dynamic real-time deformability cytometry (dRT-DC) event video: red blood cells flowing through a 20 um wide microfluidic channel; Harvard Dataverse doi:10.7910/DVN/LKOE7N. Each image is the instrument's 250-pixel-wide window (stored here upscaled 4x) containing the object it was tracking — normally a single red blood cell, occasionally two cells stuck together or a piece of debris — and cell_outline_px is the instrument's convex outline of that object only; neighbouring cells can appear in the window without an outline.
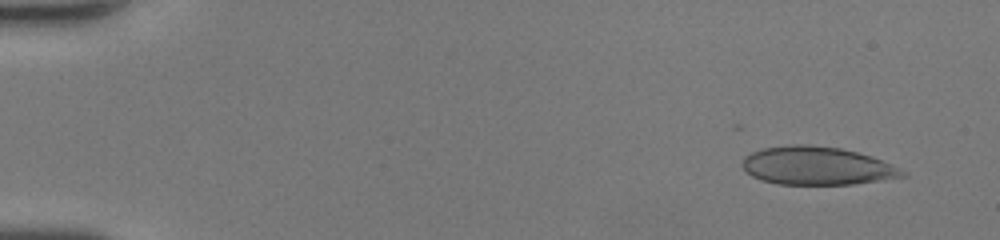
{"species": "human", "species_latin": "Homo sapiens", "temperature_condition": "room temperature", "stored_images_in_passage": 45, "camera_frame_rate_fps": 3000, "um_per_image_px": 0.085, "donor": {"sex": "female"}, "frame": {"image": 1, "passage_image": 1, "time_ms": 0.0, "image_size_px": [1000, 240], "cell_outline_px": [[908, 176], [852, 184], [776, 184], [760, 180], [744, 172], [740, 164], [744, 156], [752, 152], [764, 148], [788, 144], [808, 144], [840, 148], [872, 156], [908, 172]], "centroid_in_image_um": [69.39, 14.09], "position_along_channel_um": 15.6, "area_um2": 35.89}}
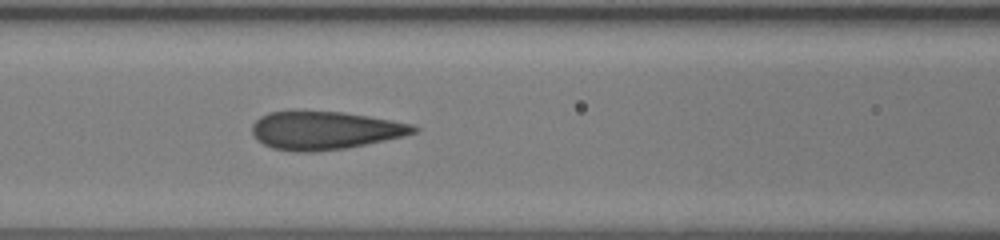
{"frame": {"image": 2, "passage_image": 19, "time_ms": 6.0, "image_size_px": [1000, 240], "cell_outline_px": [[420, 128], [416, 132], [404, 136], [344, 148], [312, 152], [296, 152], [272, 148], [264, 144], [252, 132], [252, 124], [260, 116], [268, 112], [344, 112], [416, 124]], "centroid_in_image_um": [27.65, 11.08], "position_along_channel_um": 139.0, "area_um2": 35.55}}
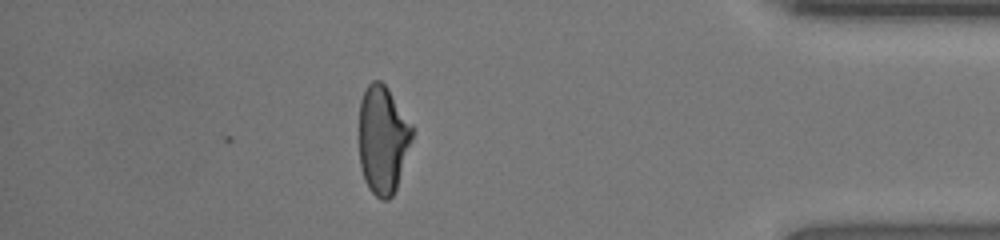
{"frame": {"image": 3, "passage_image": 39, "time_ms": 12.667, "image_size_px": [1000, 240], "cell_outline_px": [[412, 140], [396, 188], [392, 196], [388, 200], [380, 200], [368, 188], [364, 180], [360, 164], [360, 100], [368, 84], [372, 80], [380, 80], [388, 88], [412, 124]], "centroid_in_image_um": [32.54, 11.86], "position_along_channel_um": 402.7, "area_um2": 33.35}, "authors_computed_cell_mechanics": {"area_um2": 36.0094, "velocity_mm_per_s": 4.4921, "shape_relaxation_time_tau1_ms": null, "shape_relaxation_time_tau2_ms": 0.5409, "deformation_change_tau1": null, "deformation_change_tau2": 0.072}}